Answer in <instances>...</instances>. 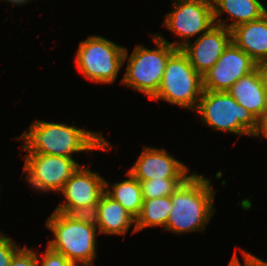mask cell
Segmentation results:
<instances>
[{
	"label": "cell",
	"instance_id": "cell-26",
	"mask_svg": "<svg viewBox=\"0 0 267 266\" xmlns=\"http://www.w3.org/2000/svg\"><path fill=\"white\" fill-rule=\"evenodd\" d=\"M256 70L262 82V87L267 94V60L256 63Z\"/></svg>",
	"mask_w": 267,
	"mask_h": 266
},
{
	"label": "cell",
	"instance_id": "cell-2",
	"mask_svg": "<svg viewBox=\"0 0 267 266\" xmlns=\"http://www.w3.org/2000/svg\"><path fill=\"white\" fill-rule=\"evenodd\" d=\"M215 191L210 179L195 172L180 184L170 195L172 210L166 231L181 234L204 231L214 214L213 200Z\"/></svg>",
	"mask_w": 267,
	"mask_h": 266
},
{
	"label": "cell",
	"instance_id": "cell-11",
	"mask_svg": "<svg viewBox=\"0 0 267 266\" xmlns=\"http://www.w3.org/2000/svg\"><path fill=\"white\" fill-rule=\"evenodd\" d=\"M231 42V30L214 25L191 44L187 42L180 49L187 56L192 67L203 76L220 58Z\"/></svg>",
	"mask_w": 267,
	"mask_h": 266
},
{
	"label": "cell",
	"instance_id": "cell-23",
	"mask_svg": "<svg viewBox=\"0 0 267 266\" xmlns=\"http://www.w3.org/2000/svg\"><path fill=\"white\" fill-rule=\"evenodd\" d=\"M37 255L38 252L25 246L14 255L10 266H39Z\"/></svg>",
	"mask_w": 267,
	"mask_h": 266
},
{
	"label": "cell",
	"instance_id": "cell-15",
	"mask_svg": "<svg viewBox=\"0 0 267 266\" xmlns=\"http://www.w3.org/2000/svg\"><path fill=\"white\" fill-rule=\"evenodd\" d=\"M227 92L258 120L267 110V94L256 69L241 77Z\"/></svg>",
	"mask_w": 267,
	"mask_h": 266
},
{
	"label": "cell",
	"instance_id": "cell-10",
	"mask_svg": "<svg viewBox=\"0 0 267 266\" xmlns=\"http://www.w3.org/2000/svg\"><path fill=\"white\" fill-rule=\"evenodd\" d=\"M256 69V62L232 41L203 76V90L227 91L241 77Z\"/></svg>",
	"mask_w": 267,
	"mask_h": 266
},
{
	"label": "cell",
	"instance_id": "cell-20",
	"mask_svg": "<svg viewBox=\"0 0 267 266\" xmlns=\"http://www.w3.org/2000/svg\"><path fill=\"white\" fill-rule=\"evenodd\" d=\"M187 178H164L141 181L143 199L170 196Z\"/></svg>",
	"mask_w": 267,
	"mask_h": 266
},
{
	"label": "cell",
	"instance_id": "cell-24",
	"mask_svg": "<svg viewBox=\"0 0 267 266\" xmlns=\"http://www.w3.org/2000/svg\"><path fill=\"white\" fill-rule=\"evenodd\" d=\"M38 258L39 266H77L69 261L64 255L58 253L48 246L42 255V262Z\"/></svg>",
	"mask_w": 267,
	"mask_h": 266
},
{
	"label": "cell",
	"instance_id": "cell-22",
	"mask_svg": "<svg viewBox=\"0 0 267 266\" xmlns=\"http://www.w3.org/2000/svg\"><path fill=\"white\" fill-rule=\"evenodd\" d=\"M21 249L10 237L0 231V266H10L14 255Z\"/></svg>",
	"mask_w": 267,
	"mask_h": 266
},
{
	"label": "cell",
	"instance_id": "cell-28",
	"mask_svg": "<svg viewBox=\"0 0 267 266\" xmlns=\"http://www.w3.org/2000/svg\"><path fill=\"white\" fill-rule=\"evenodd\" d=\"M9 3H12L13 5H21V4H26L30 0H6Z\"/></svg>",
	"mask_w": 267,
	"mask_h": 266
},
{
	"label": "cell",
	"instance_id": "cell-8",
	"mask_svg": "<svg viewBox=\"0 0 267 266\" xmlns=\"http://www.w3.org/2000/svg\"><path fill=\"white\" fill-rule=\"evenodd\" d=\"M172 7L162 24L184 40L171 43L160 34L156 35L177 49L189 42V38L204 34L215 25L212 0H173Z\"/></svg>",
	"mask_w": 267,
	"mask_h": 266
},
{
	"label": "cell",
	"instance_id": "cell-4",
	"mask_svg": "<svg viewBox=\"0 0 267 266\" xmlns=\"http://www.w3.org/2000/svg\"><path fill=\"white\" fill-rule=\"evenodd\" d=\"M203 123L213 130L254 136L259 120L238 104L227 91L203 90L195 110Z\"/></svg>",
	"mask_w": 267,
	"mask_h": 266
},
{
	"label": "cell",
	"instance_id": "cell-16",
	"mask_svg": "<svg viewBox=\"0 0 267 266\" xmlns=\"http://www.w3.org/2000/svg\"><path fill=\"white\" fill-rule=\"evenodd\" d=\"M215 25L225 27L229 30L234 27L257 20L267 13V9L260 0H212ZM228 13L227 19H232L229 24L219 17L222 13ZM219 18V19H218Z\"/></svg>",
	"mask_w": 267,
	"mask_h": 266
},
{
	"label": "cell",
	"instance_id": "cell-9",
	"mask_svg": "<svg viewBox=\"0 0 267 266\" xmlns=\"http://www.w3.org/2000/svg\"><path fill=\"white\" fill-rule=\"evenodd\" d=\"M23 173L27 182L37 191L60 192L66 181L81 164L71 157L26 153Z\"/></svg>",
	"mask_w": 267,
	"mask_h": 266
},
{
	"label": "cell",
	"instance_id": "cell-18",
	"mask_svg": "<svg viewBox=\"0 0 267 266\" xmlns=\"http://www.w3.org/2000/svg\"><path fill=\"white\" fill-rule=\"evenodd\" d=\"M126 175L129 179L114 183L110 189L109 183L105 181V192L136 219L143 203L140 181L128 171Z\"/></svg>",
	"mask_w": 267,
	"mask_h": 266
},
{
	"label": "cell",
	"instance_id": "cell-21",
	"mask_svg": "<svg viewBox=\"0 0 267 266\" xmlns=\"http://www.w3.org/2000/svg\"><path fill=\"white\" fill-rule=\"evenodd\" d=\"M55 211L63 213L67 218L72 221L83 222L98 228L99 223V205L98 203L75 207V208H56Z\"/></svg>",
	"mask_w": 267,
	"mask_h": 266
},
{
	"label": "cell",
	"instance_id": "cell-29",
	"mask_svg": "<svg viewBox=\"0 0 267 266\" xmlns=\"http://www.w3.org/2000/svg\"><path fill=\"white\" fill-rule=\"evenodd\" d=\"M228 266H234L231 262H229Z\"/></svg>",
	"mask_w": 267,
	"mask_h": 266
},
{
	"label": "cell",
	"instance_id": "cell-25",
	"mask_svg": "<svg viewBox=\"0 0 267 266\" xmlns=\"http://www.w3.org/2000/svg\"><path fill=\"white\" fill-rule=\"evenodd\" d=\"M236 253L237 252L234 253L230 262L234 266H241L239 257ZM241 253L243 254V258H244V266H267V262L264 261L263 259H260L250 253H247L246 251L242 249H241Z\"/></svg>",
	"mask_w": 267,
	"mask_h": 266
},
{
	"label": "cell",
	"instance_id": "cell-14",
	"mask_svg": "<svg viewBox=\"0 0 267 266\" xmlns=\"http://www.w3.org/2000/svg\"><path fill=\"white\" fill-rule=\"evenodd\" d=\"M231 41L256 63L267 60V13L231 29Z\"/></svg>",
	"mask_w": 267,
	"mask_h": 266
},
{
	"label": "cell",
	"instance_id": "cell-1",
	"mask_svg": "<svg viewBox=\"0 0 267 266\" xmlns=\"http://www.w3.org/2000/svg\"><path fill=\"white\" fill-rule=\"evenodd\" d=\"M101 134L64 123L36 120L20 135L19 139L24 140L22 149L27 153L72 158V153L110 150L112 145Z\"/></svg>",
	"mask_w": 267,
	"mask_h": 266
},
{
	"label": "cell",
	"instance_id": "cell-3",
	"mask_svg": "<svg viewBox=\"0 0 267 266\" xmlns=\"http://www.w3.org/2000/svg\"><path fill=\"white\" fill-rule=\"evenodd\" d=\"M157 49H147L138 45L128 57L125 48L123 62L128 60L126 73L121 83L147 95L152 99L160 88L166 63L169 57L177 50L168 42L161 40L156 34L152 35Z\"/></svg>",
	"mask_w": 267,
	"mask_h": 266
},
{
	"label": "cell",
	"instance_id": "cell-7",
	"mask_svg": "<svg viewBox=\"0 0 267 266\" xmlns=\"http://www.w3.org/2000/svg\"><path fill=\"white\" fill-rule=\"evenodd\" d=\"M125 48L101 36L81 41L76 54L77 69L95 83H113L123 66Z\"/></svg>",
	"mask_w": 267,
	"mask_h": 266
},
{
	"label": "cell",
	"instance_id": "cell-5",
	"mask_svg": "<svg viewBox=\"0 0 267 266\" xmlns=\"http://www.w3.org/2000/svg\"><path fill=\"white\" fill-rule=\"evenodd\" d=\"M45 226L54 234V239L49 240L47 244L50 249L61 253L77 266H92L97 257L98 228L72 221L58 211H54L47 218Z\"/></svg>",
	"mask_w": 267,
	"mask_h": 266
},
{
	"label": "cell",
	"instance_id": "cell-19",
	"mask_svg": "<svg viewBox=\"0 0 267 266\" xmlns=\"http://www.w3.org/2000/svg\"><path fill=\"white\" fill-rule=\"evenodd\" d=\"M171 210V196L143 199L140 213L135 219L132 234L152 226H163V229L166 230Z\"/></svg>",
	"mask_w": 267,
	"mask_h": 266
},
{
	"label": "cell",
	"instance_id": "cell-17",
	"mask_svg": "<svg viewBox=\"0 0 267 266\" xmlns=\"http://www.w3.org/2000/svg\"><path fill=\"white\" fill-rule=\"evenodd\" d=\"M98 205V234L125 235L135 223V218L106 192L102 194Z\"/></svg>",
	"mask_w": 267,
	"mask_h": 266
},
{
	"label": "cell",
	"instance_id": "cell-27",
	"mask_svg": "<svg viewBox=\"0 0 267 266\" xmlns=\"http://www.w3.org/2000/svg\"><path fill=\"white\" fill-rule=\"evenodd\" d=\"M254 137L267 138V110L259 119V127L257 132L254 134Z\"/></svg>",
	"mask_w": 267,
	"mask_h": 266
},
{
	"label": "cell",
	"instance_id": "cell-13",
	"mask_svg": "<svg viewBox=\"0 0 267 266\" xmlns=\"http://www.w3.org/2000/svg\"><path fill=\"white\" fill-rule=\"evenodd\" d=\"M105 181L99 173L92 172L90 167L80 165L59 192L63 193L65 202L57 208L84 207L98 203L105 192Z\"/></svg>",
	"mask_w": 267,
	"mask_h": 266
},
{
	"label": "cell",
	"instance_id": "cell-6",
	"mask_svg": "<svg viewBox=\"0 0 267 266\" xmlns=\"http://www.w3.org/2000/svg\"><path fill=\"white\" fill-rule=\"evenodd\" d=\"M202 93V76L192 67L181 49H177L169 57L160 88L152 99L165 100L193 111L196 110Z\"/></svg>",
	"mask_w": 267,
	"mask_h": 266
},
{
	"label": "cell",
	"instance_id": "cell-12",
	"mask_svg": "<svg viewBox=\"0 0 267 266\" xmlns=\"http://www.w3.org/2000/svg\"><path fill=\"white\" fill-rule=\"evenodd\" d=\"M137 180L149 181L164 178H188L189 169L164 149L143 147L140 156L128 170Z\"/></svg>",
	"mask_w": 267,
	"mask_h": 266
}]
</instances>
